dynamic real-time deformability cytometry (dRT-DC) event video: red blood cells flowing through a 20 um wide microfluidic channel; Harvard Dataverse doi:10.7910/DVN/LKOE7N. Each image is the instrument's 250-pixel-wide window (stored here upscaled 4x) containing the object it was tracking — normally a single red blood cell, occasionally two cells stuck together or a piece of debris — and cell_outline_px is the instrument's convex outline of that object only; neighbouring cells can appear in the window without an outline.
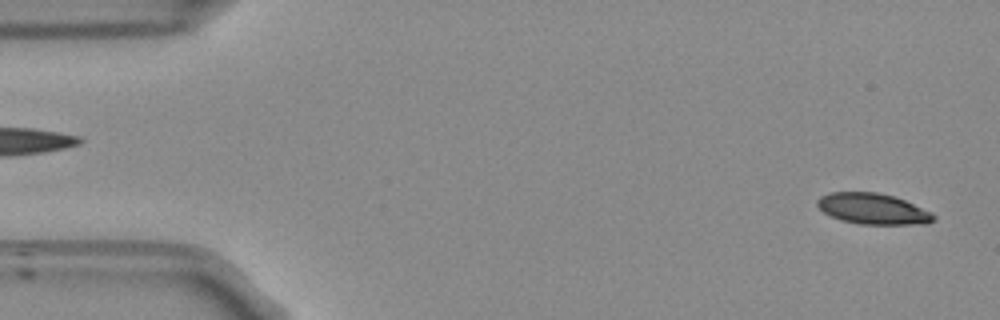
{"species": "Egyptian fruit bat (a non-hibernating species)", "species_latin": "Rousettus aegyptiacus", "temperature_condition": "room temperature", "stored_images_in_passage": 8, "camera_frame_rate_fps": 3000, "um_per_image_px": 0.085, "frame": {"image": 1, "passage_image": 1, "time_ms": 0.0, "image_size_px": [1000, 320], "cell_outline_px": [[936, 220], [924, 224], [860, 224], [840, 220], [824, 212], [816, 204], [816, 200], [820, 196], [828, 192], [876, 192], [892, 196], [904, 200], [932, 212], [936, 216]], "centroid_in_image_um": [74.19, 17.75], "position_along_channel_um": 10.8, "area_um2": 20.92}}